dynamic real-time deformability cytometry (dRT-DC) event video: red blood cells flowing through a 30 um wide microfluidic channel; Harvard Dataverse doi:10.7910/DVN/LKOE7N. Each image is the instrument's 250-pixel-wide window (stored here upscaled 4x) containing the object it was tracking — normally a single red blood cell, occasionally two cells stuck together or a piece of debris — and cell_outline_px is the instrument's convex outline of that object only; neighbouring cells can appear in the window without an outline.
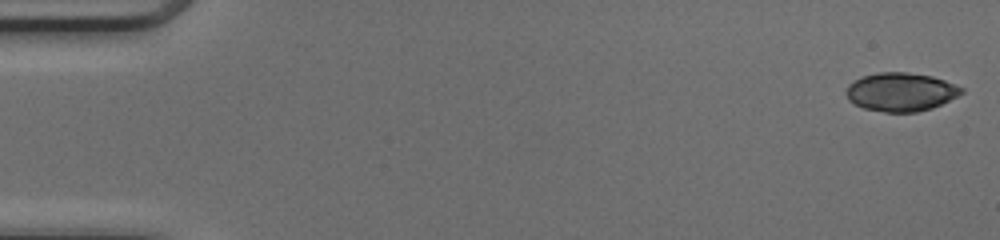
{"species": "common noctule bat (a hibernating species)", "species_latin": "Nyctalus noctula", "temperature_condition": "cold", "stored_images_in_passage": 49, "camera_frame_rate_fps": 3000, "um_per_image_px": 0.085, "animal": {"sex": "female", "body_mass_g": 17.0, "forearm_length_mm": 48.0}, "frame": {"image": 1, "passage_image": 1, "time_ms": 0.0, "image_size_px": [1000, 240], "cell_outline_px": [[964, 92], [932, 108], [916, 112], [884, 112], [864, 108], [848, 100], [844, 92], [848, 84], [864, 76], [876, 72], [904, 72], [932, 76], [944, 80], [964, 88]], "centroid_in_image_um": [76.54, 7.81], "position_along_channel_um": 8.5, "area_um2": 25.78}}
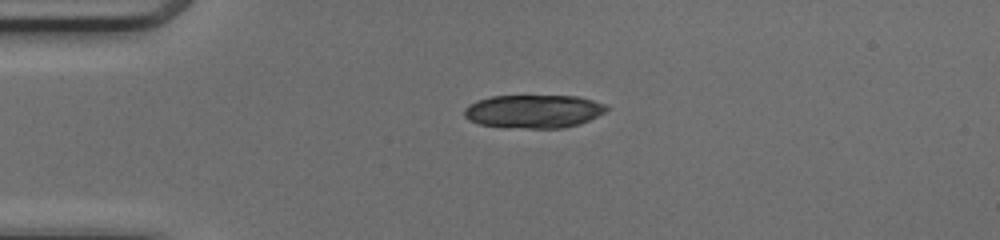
{"frame": {"image": 2, "passage_image": 12, "time_ms": 3.667, "image_size_px": [1000, 240], "cell_outline_px": [[608, 108], [604, 112], [580, 124], [564, 128], [504, 128], [480, 124], [468, 120], [464, 116], [464, 108], [468, 104], [476, 100], [492, 96], [576, 96], [592, 100], [604, 104]], "centroid_in_image_um": [45.3, 9.47], "position_along_channel_um": 39.7, "area_um2": 27.74}}